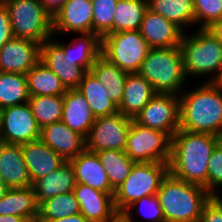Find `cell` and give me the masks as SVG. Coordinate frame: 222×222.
Returning a JSON list of instances; mask_svg holds the SVG:
<instances>
[{
    "label": "cell",
    "mask_w": 222,
    "mask_h": 222,
    "mask_svg": "<svg viewBox=\"0 0 222 222\" xmlns=\"http://www.w3.org/2000/svg\"><path fill=\"white\" fill-rule=\"evenodd\" d=\"M220 137L178 130L172 136L169 172L178 179L207 190L208 161Z\"/></svg>",
    "instance_id": "cell-1"
},
{
    "label": "cell",
    "mask_w": 222,
    "mask_h": 222,
    "mask_svg": "<svg viewBox=\"0 0 222 222\" xmlns=\"http://www.w3.org/2000/svg\"><path fill=\"white\" fill-rule=\"evenodd\" d=\"M200 86V87H199ZM180 95L179 129L189 132L222 134V91L212 82Z\"/></svg>",
    "instance_id": "cell-2"
},
{
    "label": "cell",
    "mask_w": 222,
    "mask_h": 222,
    "mask_svg": "<svg viewBox=\"0 0 222 222\" xmlns=\"http://www.w3.org/2000/svg\"><path fill=\"white\" fill-rule=\"evenodd\" d=\"M165 222H199L204 205L212 195L199 185L178 179L170 172L157 192Z\"/></svg>",
    "instance_id": "cell-3"
},
{
    "label": "cell",
    "mask_w": 222,
    "mask_h": 222,
    "mask_svg": "<svg viewBox=\"0 0 222 222\" xmlns=\"http://www.w3.org/2000/svg\"><path fill=\"white\" fill-rule=\"evenodd\" d=\"M138 73L162 94L180 95L188 80L180 46L150 48Z\"/></svg>",
    "instance_id": "cell-4"
},
{
    "label": "cell",
    "mask_w": 222,
    "mask_h": 222,
    "mask_svg": "<svg viewBox=\"0 0 222 222\" xmlns=\"http://www.w3.org/2000/svg\"><path fill=\"white\" fill-rule=\"evenodd\" d=\"M196 30L192 34L185 31L182 35L180 49L184 72L187 79L210 75L207 82H212L222 67V44L206 28Z\"/></svg>",
    "instance_id": "cell-5"
},
{
    "label": "cell",
    "mask_w": 222,
    "mask_h": 222,
    "mask_svg": "<svg viewBox=\"0 0 222 222\" xmlns=\"http://www.w3.org/2000/svg\"><path fill=\"white\" fill-rule=\"evenodd\" d=\"M7 7L13 37L42 44L53 36L52 16L39 0H1Z\"/></svg>",
    "instance_id": "cell-6"
},
{
    "label": "cell",
    "mask_w": 222,
    "mask_h": 222,
    "mask_svg": "<svg viewBox=\"0 0 222 222\" xmlns=\"http://www.w3.org/2000/svg\"><path fill=\"white\" fill-rule=\"evenodd\" d=\"M168 172V163H134L129 176L115 189L113 197L116 211L123 212L140 198L156 195Z\"/></svg>",
    "instance_id": "cell-7"
},
{
    "label": "cell",
    "mask_w": 222,
    "mask_h": 222,
    "mask_svg": "<svg viewBox=\"0 0 222 222\" xmlns=\"http://www.w3.org/2000/svg\"><path fill=\"white\" fill-rule=\"evenodd\" d=\"M149 49L139 30L110 33L101 39V55L128 73L140 71Z\"/></svg>",
    "instance_id": "cell-8"
},
{
    "label": "cell",
    "mask_w": 222,
    "mask_h": 222,
    "mask_svg": "<svg viewBox=\"0 0 222 222\" xmlns=\"http://www.w3.org/2000/svg\"><path fill=\"white\" fill-rule=\"evenodd\" d=\"M172 137L159 130L143 127L131 121L125 153L137 162L168 163L171 159Z\"/></svg>",
    "instance_id": "cell-9"
},
{
    "label": "cell",
    "mask_w": 222,
    "mask_h": 222,
    "mask_svg": "<svg viewBox=\"0 0 222 222\" xmlns=\"http://www.w3.org/2000/svg\"><path fill=\"white\" fill-rule=\"evenodd\" d=\"M131 121L120 112L96 117L85 138V150L94 153L108 149L125 151Z\"/></svg>",
    "instance_id": "cell-10"
},
{
    "label": "cell",
    "mask_w": 222,
    "mask_h": 222,
    "mask_svg": "<svg viewBox=\"0 0 222 222\" xmlns=\"http://www.w3.org/2000/svg\"><path fill=\"white\" fill-rule=\"evenodd\" d=\"M179 95L156 93L134 118L139 125L169 134L179 130Z\"/></svg>",
    "instance_id": "cell-11"
},
{
    "label": "cell",
    "mask_w": 222,
    "mask_h": 222,
    "mask_svg": "<svg viewBox=\"0 0 222 222\" xmlns=\"http://www.w3.org/2000/svg\"><path fill=\"white\" fill-rule=\"evenodd\" d=\"M2 142L24 144L40 139V128L33 116L30 104L10 106L2 109Z\"/></svg>",
    "instance_id": "cell-12"
},
{
    "label": "cell",
    "mask_w": 222,
    "mask_h": 222,
    "mask_svg": "<svg viewBox=\"0 0 222 222\" xmlns=\"http://www.w3.org/2000/svg\"><path fill=\"white\" fill-rule=\"evenodd\" d=\"M91 0H67L52 17L53 35L93 33Z\"/></svg>",
    "instance_id": "cell-13"
},
{
    "label": "cell",
    "mask_w": 222,
    "mask_h": 222,
    "mask_svg": "<svg viewBox=\"0 0 222 222\" xmlns=\"http://www.w3.org/2000/svg\"><path fill=\"white\" fill-rule=\"evenodd\" d=\"M40 61V43L13 37L0 48V72L27 74Z\"/></svg>",
    "instance_id": "cell-14"
},
{
    "label": "cell",
    "mask_w": 222,
    "mask_h": 222,
    "mask_svg": "<svg viewBox=\"0 0 222 222\" xmlns=\"http://www.w3.org/2000/svg\"><path fill=\"white\" fill-rule=\"evenodd\" d=\"M54 39L53 35L40 44V61L60 78L67 89L78 88L86 71L64 55Z\"/></svg>",
    "instance_id": "cell-15"
},
{
    "label": "cell",
    "mask_w": 222,
    "mask_h": 222,
    "mask_svg": "<svg viewBox=\"0 0 222 222\" xmlns=\"http://www.w3.org/2000/svg\"><path fill=\"white\" fill-rule=\"evenodd\" d=\"M139 32L150 48L179 47L184 31L160 14L147 9Z\"/></svg>",
    "instance_id": "cell-16"
},
{
    "label": "cell",
    "mask_w": 222,
    "mask_h": 222,
    "mask_svg": "<svg viewBox=\"0 0 222 222\" xmlns=\"http://www.w3.org/2000/svg\"><path fill=\"white\" fill-rule=\"evenodd\" d=\"M73 192L78 201L80 213L89 222H103L116 212L114 197L110 193L81 183H76Z\"/></svg>",
    "instance_id": "cell-17"
},
{
    "label": "cell",
    "mask_w": 222,
    "mask_h": 222,
    "mask_svg": "<svg viewBox=\"0 0 222 222\" xmlns=\"http://www.w3.org/2000/svg\"><path fill=\"white\" fill-rule=\"evenodd\" d=\"M40 140L66 161L85 150V138L62 121L41 128Z\"/></svg>",
    "instance_id": "cell-18"
},
{
    "label": "cell",
    "mask_w": 222,
    "mask_h": 222,
    "mask_svg": "<svg viewBox=\"0 0 222 222\" xmlns=\"http://www.w3.org/2000/svg\"><path fill=\"white\" fill-rule=\"evenodd\" d=\"M69 162L74 168L76 183L89 185L114 196L115 189L111 186L97 153L84 150Z\"/></svg>",
    "instance_id": "cell-19"
},
{
    "label": "cell",
    "mask_w": 222,
    "mask_h": 222,
    "mask_svg": "<svg viewBox=\"0 0 222 222\" xmlns=\"http://www.w3.org/2000/svg\"><path fill=\"white\" fill-rule=\"evenodd\" d=\"M0 173L9 189L32 186L20 144L0 143Z\"/></svg>",
    "instance_id": "cell-20"
},
{
    "label": "cell",
    "mask_w": 222,
    "mask_h": 222,
    "mask_svg": "<svg viewBox=\"0 0 222 222\" xmlns=\"http://www.w3.org/2000/svg\"><path fill=\"white\" fill-rule=\"evenodd\" d=\"M31 182L59 168L66 160L40 139L21 144Z\"/></svg>",
    "instance_id": "cell-21"
},
{
    "label": "cell",
    "mask_w": 222,
    "mask_h": 222,
    "mask_svg": "<svg viewBox=\"0 0 222 222\" xmlns=\"http://www.w3.org/2000/svg\"><path fill=\"white\" fill-rule=\"evenodd\" d=\"M63 104L61 121L86 138L95 121V116L84 95L77 88L68 89L63 95Z\"/></svg>",
    "instance_id": "cell-22"
},
{
    "label": "cell",
    "mask_w": 222,
    "mask_h": 222,
    "mask_svg": "<svg viewBox=\"0 0 222 222\" xmlns=\"http://www.w3.org/2000/svg\"><path fill=\"white\" fill-rule=\"evenodd\" d=\"M75 186V172L69 161H65L59 168L32 183L38 206L50 197L72 192Z\"/></svg>",
    "instance_id": "cell-23"
},
{
    "label": "cell",
    "mask_w": 222,
    "mask_h": 222,
    "mask_svg": "<svg viewBox=\"0 0 222 222\" xmlns=\"http://www.w3.org/2000/svg\"><path fill=\"white\" fill-rule=\"evenodd\" d=\"M155 94L152 85L140 73H128L119 112L134 120Z\"/></svg>",
    "instance_id": "cell-24"
},
{
    "label": "cell",
    "mask_w": 222,
    "mask_h": 222,
    "mask_svg": "<svg viewBox=\"0 0 222 222\" xmlns=\"http://www.w3.org/2000/svg\"><path fill=\"white\" fill-rule=\"evenodd\" d=\"M77 35L68 44L57 39L54 41L63 49L64 55H68L75 65L81 66L87 72L101 55V39L94 33Z\"/></svg>",
    "instance_id": "cell-25"
},
{
    "label": "cell",
    "mask_w": 222,
    "mask_h": 222,
    "mask_svg": "<svg viewBox=\"0 0 222 222\" xmlns=\"http://www.w3.org/2000/svg\"><path fill=\"white\" fill-rule=\"evenodd\" d=\"M77 89L84 95L95 118L110 116L119 112L118 105L109 98L108 90L100 84L90 71L84 74Z\"/></svg>",
    "instance_id": "cell-26"
},
{
    "label": "cell",
    "mask_w": 222,
    "mask_h": 222,
    "mask_svg": "<svg viewBox=\"0 0 222 222\" xmlns=\"http://www.w3.org/2000/svg\"><path fill=\"white\" fill-rule=\"evenodd\" d=\"M89 71L97 78L100 84L108 90L107 94L109 98L119 106L122 101L128 72L109 62L102 55L96 59Z\"/></svg>",
    "instance_id": "cell-27"
},
{
    "label": "cell",
    "mask_w": 222,
    "mask_h": 222,
    "mask_svg": "<svg viewBox=\"0 0 222 222\" xmlns=\"http://www.w3.org/2000/svg\"><path fill=\"white\" fill-rule=\"evenodd\" d=\"M148 9L173 22L184 32L195 25L193 0H147Z\"/></svg>",
    "instance_id": "cell-28"
},
{
    "label": "cell",
    "mask_w": 222,
    "mask_h": 222,
    "mask_svg": "<svg viewBox=\"0 0 222 222\" xmlns=\"http://www.w3.org/2000/svg\"><path fill=\"white\" fill-rule=\"evenodd\" d=\"M0 215H14L25 219L38 215L33 187L8 189L0 199Z\"/></svg>",
    "instance_id": "cell-29"
},
{
    "label": "cell",
    "mask_w": 222,
    "mask_h": 222,
    "mask_svg": "<svg viewBox=\"0 0 222 222\" xmlns=\"http://www.w3.org/2000/svg\"><path fill=\"white\" fill-rule=\"evenodd\" d=\"M26 78L30 96H63L68 90L60 78L41 61L26 74Z\"/></svg>",
    "instance_id": "cell-30"
},
{
    "label": "cell",
    "mask_w": 222,
    "mask_h": 222,
    "mask_svg": "<svg viewBox=\"0 0 222 222\" xmlns=\"http://www.w3.org/2000/svg\"><path fill=\"white\" fill-rule=\"evenodd\" d=\"M147 9V0H118L113 14V33L139 30Z\"/></svg>",
    "instance_id": "cell-31"
},
{
    "label": "cell",
    "mask_w": 222,
    "mask_h": 222,
    "mask_svg": "<svg viewBox=\"0 0 222 222\" xmlns=\"http://www.w3.org/2000/svg\"><path fill=\"white\" fill-rule=\"evenodd\" d=\"M29 98L25 74L0 72L1 109L27 103Z\"/></svg>",
    "instance_id": "cell-32"
},
{
    "label": "cell",
    "mask_w": 222,
    "mask_h": 222,
    "mask_svg": "<svg viewBox=\"0 0 222 222\" xmlns=\"http://www.w3.org/2000/svg\"><path fill=\"white\" fill-rule=\"evenodd\" d=\"M96 153L107 172L111 186L116 189L129 176L135 162L121 150L108 149Z\"/></svg>",
    "instance_id": "cell-33"
},
{
    "label": "cell",
    "mask_w": 222,
    "mask_h": 222,
    "mask_svg": "<svg viewBox=\"0 0 222 222\" xmlns=\"http://www.w3.org/2000/svg\"><path fill=\"white\" fill-rule=\"evenodd\" d=\"M28 103L39 128L61 121L63 96H30Z\"/></svg>",
    "instance_id": "cell-34"
},
{
    "label": "cell",
    "mask_w": 222,
    "mask_h": 222,
    "mask_svg": "<svg viewBox=\"0 0 222 222\" xmlns=\"http://www.w3.org/2000/svg\"><path fill=\"white\" fill-rule=\"evenodd\" d=\"M78 213H80V208L73 191L50 197L38 206V214L48 221Z\"/></svg>",
    "instance_id": "cell-35"
},
{
    "label": "cell",
    "mask_w": 222,
    "mask_h": 222,
    "mask_svg": "<svg viewBox=\"0 0 222 222\" xmlns=\"http://www.w3.org/2000/svg\"><path fill=\"white\" fill-rule=\"evenodd\" d=\"M117 1L91 0L93 5V33L100 39L113 33V14Z\"/></svg>",
    "instance_id": "cell-36"
},
{
    "label": "cell",
    "mask_w": 222,
    "mask_h": 222,
    "mask_svg": "<svg viewBox=\"0 0 222 222\" xmlns=\"http://www.w3.org/2000/svg\"><path fill=\"white\" fill-rule=\"evenodd\" d=\"M137 207V208H136ZM136 208L137 212L143 215V218L147 222H165V217L163 210L159 203L157 195L145 196L130 204L123 212L130 219L131 222L135 219L133 218L132 210Z\"/></svg>",
    "instance_id": "cell-37"
},
{
    "label": "cell",
    "mask_w": 222,
    "mask_h": 222,
    "mask_svg": "<svg viewBox=\"0 0 222 222\" xmlns=\"http://www.w3.org/2000/svg\"><path fill=\"white\" fill-rule=\"evenodd\" d=\"M195 27L207 28L222 18V0H193Z\"/></svg>",
    "instance_id": "cell-38"
},
{
    "label": "cell",
    "mask_w": 222,
    "mask_h": 222,
    "mask_svg": "<svg viewBox=\"0 0 222 222\" xmlns=\"http://www.w3.org/2000/svg\"><path fill=\"white\" fill-rule=\"evenodd\" d=\"M222 186V143L213 149L208 161L207 191L212 196H220L219 187Z\"/></svg>",
    "instance_id": "cell-39"
},
{
    "label": "cell",
    "mask_w": 222,
    "mask_h": 222,
    "mask_svg": "<svg viewBox=\"0 0 222 222\" xmlns=\"http://www.w3.org/2000/svg\"><path fill=\"white\" fill-rule=\"evenodd\" d=\"M199 222H222V194L212 196L204 205Z\"/></svg>",
    "instance_id": "cell-40"
},
{
    "label": "cell",
    "mask_w": 222,
    "mask_h": 222,
    "mask_svg": "<svg viewBox=\"0 0 222 222\" xmlns=\"http://www.w3.org/2000/svg\"><path fill=\"white\" fill-rule=\"evenodd\" d=\"M13 38L10 16L7 7L0 0V48Z\"/></svg>",
    "instance_id": "cell-41"
},
{
    "label": "cell",
    "mask_w": 222,
    "mask_h": 222,
    "mask_svg": "<svg viewBox=\"0 0 222 222\" xmlns=\"http://www.w3.org/2000/svg\"><path fill=\"white\" fill-rule=\"evenodd\" d=\"M43 7L53 15L65 4L67 0H39Z\"/></svg>",
    "instance_id": "cell-42"
},
{
    "label": "cell",
    "mask_w": 222,
    "mask_h": 222,
    "mask_svg": "<svg viewBox=\"0 0 222 222\" xmlns=\"http://www.w3.org/2000/svg\"><path fill=\"white\" fill-rule=\"evenodd\" d=\"M222 44V18L206 28Z\"/></svg>",
    "instance_id": "cell-43"
},
{
    "label": "cell",
    "mask_w": 222,
    "mask_h": 222,
    "mask_svg": "<svg viewBox=\"0 0 222 222\" xmlns=\"http://www.w3.org/2000/svg\"><path fill=\"white\" fill-rule=\"evenodd\" d=\"M49 222H89L81 213L72 215V216H67L60 218L55 221H49Z\"/></svg>",
    "instance_id": "cell-44"
},
{
    "label": "cell",
    "mask_w": 222,
    "mask_h": 222,
    "mask_svg": "<svg viewBox=\"0 0 222 222\" xmlns=\"http://www.w3.org/2000/svg\"><path fill=\"white\" fill-rule=\"evenodd\" d=\"M103 222H131L124 212L116 211L109 219Z\"/></svg>",
    "instance_id": "cell-45"
},
{
    "label": "cell",
    "mask_w": 222,
    "mask_h": 222,
    "mask_svg": "<svg viewBox=\"0 0 222 222\" xmlns=\"http://www.w3.org/2000/svg\"><path fill=\"white\" fill-rule=\"evenodd\" d=\"M27 219L14 215H0V222H26Z\"/></svg>",
    "instance_id": "cell-46"
},
{
    "label": "cell",
    "mask_w": 222,
    "mask_h": 222,
    "mask_svg": "<svg viewBox=\"0 0 222 222\" xmlns=\"http://www.w3.org/2000/svg\"><path fill=\"white\" fill-rule=\"evenodd\" d=\"M212 83L222 91V67Z\"/></svg>",
    "instance_id": "cell-47"
},
{
    "label": "cell",
    "mask_w": 222,
    "mask_h": 222,
    "mask_svg": "<svg viewBox=\"0 0 222 222\" xmlns=\"http://www.w3.org/2000/svg\"><path fill=\"white\" fill-rule=\"evenodd\" d=\"M8 187L6 185V183L3 180V177L0 173V199L6 194V192L8 191Z\"/></svg>",
    "instance_id": "cell-48"
},
{
    "label": "cell",
    "mask_w": 222,
    "mask_h": 222,
    "mask_svg": "<svg viewBox=\"0 0 222 222\" xmlns=\"http://www.w3.org/2000/svg\"><path fill=\"white\" fill-rule=\"evenodd\" d=\"M26 222H49L47 219L42 218L39 214L26 220Z\"/></svg>",
    "instance_id": "cell-49"
},
{
    "label": "cell",
    "mask_w": 222,
    "mask_h": 222,
    "mask_svg": "<svg viewBox=\"0 0 222 222\" xmlns=\"http://www.w3.org/2000/svg\"><path fill=\"white\" fill-rule=\"evenodd\" d=\"M2 131H3V114L0 108V143H2Z\"/></svg>",
    "instance_id": "cell-50"
},
{
    "label": "cell",
    "mask_w": 222,
    "mask_h": 222,
    "mask_svg": "<svg viewBox=\"0 0 222 222\" xmlns=\"http://www.w3.org/2000/svg\"><path fill=\"white\" fill-rule=\"evenodd\" d=\"M220 142L222 143V134L220 135Z\"/></svg>",
    "instance_id": "cell-51"
}]
</instances>
